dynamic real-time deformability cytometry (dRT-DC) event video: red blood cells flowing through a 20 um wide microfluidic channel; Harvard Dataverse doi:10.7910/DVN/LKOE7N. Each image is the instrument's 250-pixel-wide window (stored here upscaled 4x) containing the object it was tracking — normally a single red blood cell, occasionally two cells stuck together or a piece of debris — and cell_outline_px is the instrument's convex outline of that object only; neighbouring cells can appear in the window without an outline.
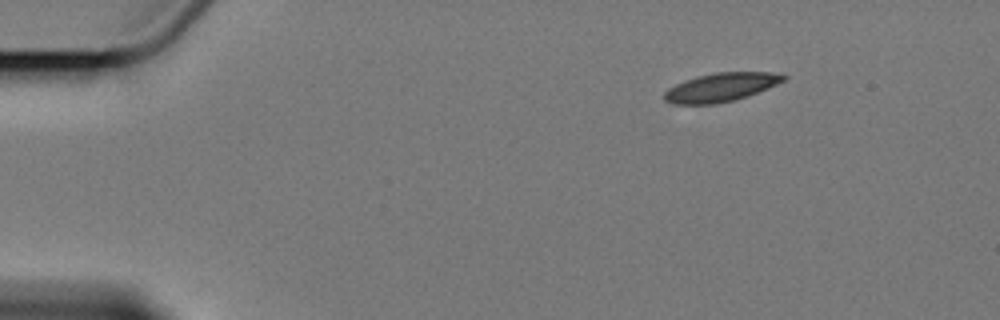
{"species": "Egyptian fruit bat (a non-hibernating species)", "species_latin": "Rousettus aegyptiacus", "temperature_condition": "cold", "stored_images_in_passage": 4, "camera_frame_rate_fps": 3000, "um_per_image_px": 0.085, "animal": {"sex": "female"}, "frame": {"image": 1, "passage_image": 1, "time_ms": 0.0, "image_size_px": [1000, 320], "cell_outline_px": [[788, 76], [784, 80], [768, 88], [732, 100], [716, 104], [672, 104], [664, 100], [664, 92], [668, 88], [684, 80], [696, 76], [716, 72], [772, 72]], "centroid_in_image_um": [61.22, 7.41], "position_along_channel_um": 23.8, "area_um2": 19.71}}
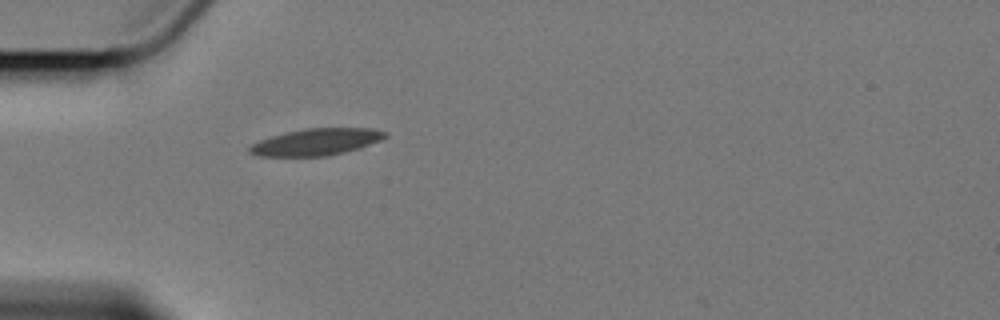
{"frame": {"image": 2, "passage_image": 4, "time_ms": 3.333, "image_size_px": [1000, 320], "cell_outline_px": [[388, 136], [380, 140], [360, 148], [328, 156], [256, 156], [248, 152], [248, 148], [252, 144], [260, 140], [272, 136], [304, 128], [376, 128], [388, 132]], "centroid_in_image_um": [26.91, 12.06], "position_along_channel_um": 58.1, "area_um2": 21.21}}